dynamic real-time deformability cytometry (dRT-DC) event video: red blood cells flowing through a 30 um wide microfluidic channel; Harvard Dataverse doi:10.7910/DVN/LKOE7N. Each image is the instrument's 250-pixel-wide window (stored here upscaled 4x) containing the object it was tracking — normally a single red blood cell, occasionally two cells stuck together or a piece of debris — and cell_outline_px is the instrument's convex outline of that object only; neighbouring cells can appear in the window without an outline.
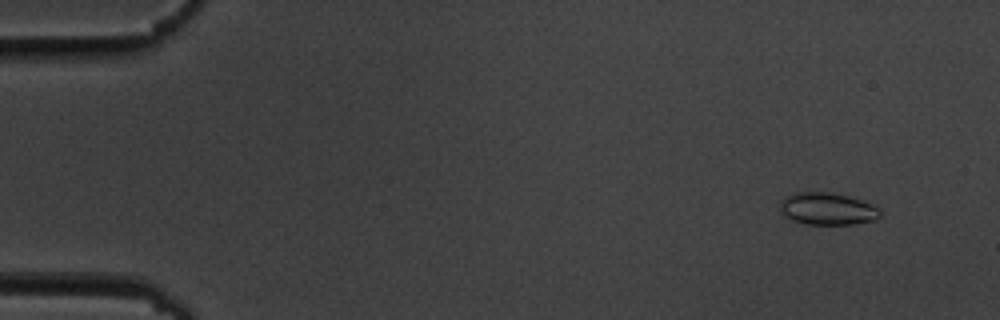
{"species": "common noctule bat (a hibernating species)", "species_latin": "Nyctalus noctula", "temperature_condition": "cold", "stored_images_in_passage": 55, "camera_frame_rate_fps": 3000, "um_per_image_px": 0.085, "animal": {"sex": "male", "body_mass_g": 19.5, "forearm_length_mm": 54.6}, "frame": {"image": 1, "passage_image": 4, "time_ms": 1.0, "image_size_px": [1000, 320], "cell_outline_px": [[880, 216], [872, 220], [852, 224], [808, 224], [792, 220], [780, 208], [780, 200], [796, 192], [832, 192], [848, 196], [860, 200], [876, 208], [880, 212]], "centroid_in_image_um": [70.3, 17.74], "position_along_channel_um": 14.7, "area_um2": 18.26}}
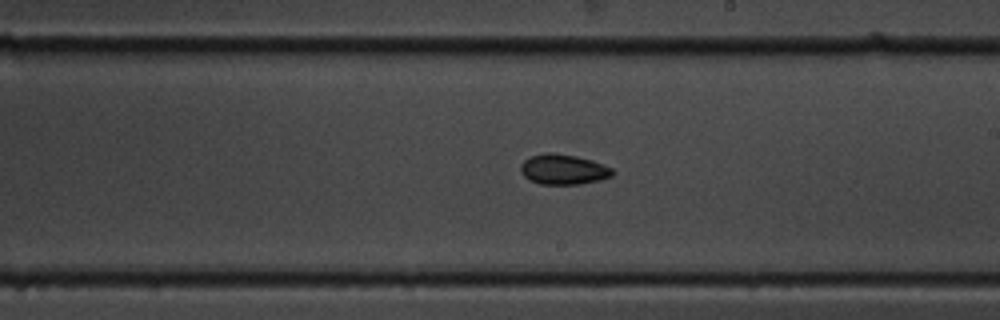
{"frame": {"image": 2, "passage_image": 32, "time_ms": 10.333, "image_size_px": [1000, 320], "cell_outline_px": [[616, 172], [612, 176], [600, 180], [580, 184], [540, 184], [528, 180], [520, 172], [520, 164], [524, 160], [532, 156], [548, 152], [552, 152], [576, 156], [592, 160], [612, 168]], "centroid_in_image_um": [47.88, 14.4], "position_along_channel_um": 241.1, "area_um2": 16.3}}
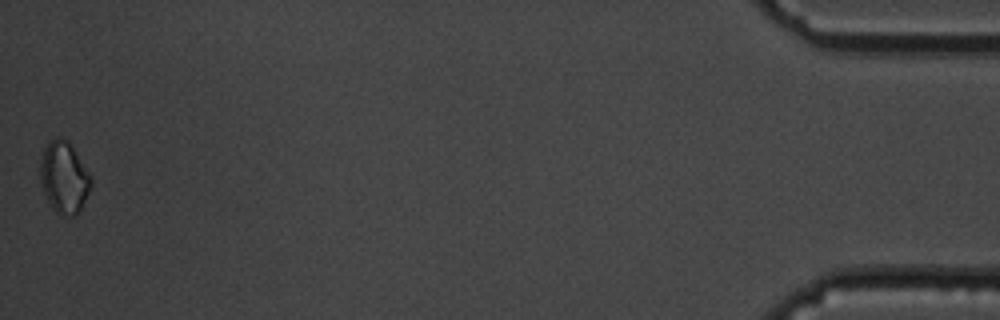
{"frame": {"image": 3, "passage_image": 55, "time_ms": 18.0, "image_size_px": [1000, 320], "cell_outline_px": [[92, 184], [76, 216], [60, 216], [52, 208], [44, 192], [40, 180], [40, 160], [44, 148], [48, 140], [56, 136], [60, 136], [68, 140], [92, 180]], "centroid_in_image_um": [5.41, 15.06], "position_along_channel_um": 429.8, "area_um2": 21.04}}